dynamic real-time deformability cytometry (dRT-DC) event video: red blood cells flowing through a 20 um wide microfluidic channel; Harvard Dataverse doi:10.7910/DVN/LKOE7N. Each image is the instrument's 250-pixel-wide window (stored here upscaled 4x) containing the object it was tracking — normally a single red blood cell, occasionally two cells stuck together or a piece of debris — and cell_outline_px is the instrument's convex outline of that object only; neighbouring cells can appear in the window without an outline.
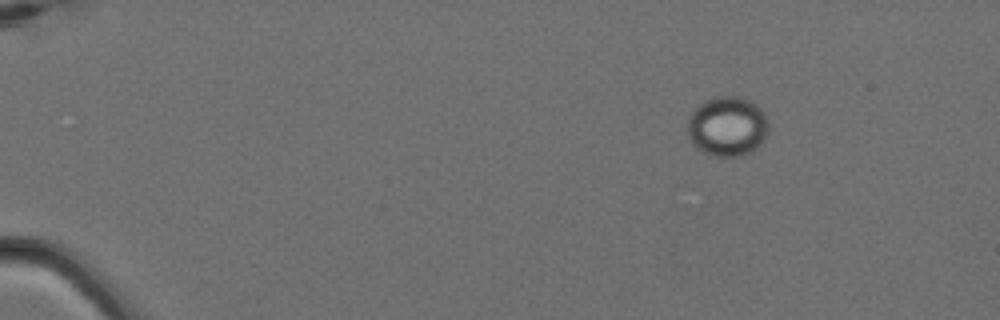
{"species": "Egyptian fruit bat (a non-hibernating species)", "species_latin": "Rousettus aegyptiacus", "temperature_condition": "cold", "stored_images_in_passage": 5, "camera_frame_rate_fps": 3000, "um_per_image_px": 0.085, "animal": {"sex": "female"}, "frame": {"image": 1, "passage_image": 1, "time_ms": 0.0, "image_size_px": [1000, 320], "cell_outline_px": [[768, 132], [760, 144], [752, 152], [744, 156], [712, 156], [696, 148], [692, 144], [688, 136], [688, 116], [700, 104], [708, 100], [720, 96], [740, 96], [752, 100], [764, 112], [768, 120]], "centroid_in_image_um": [61.84, 10.75], "position_along_channel_um": 23.2, "area_um2": 28.5}}
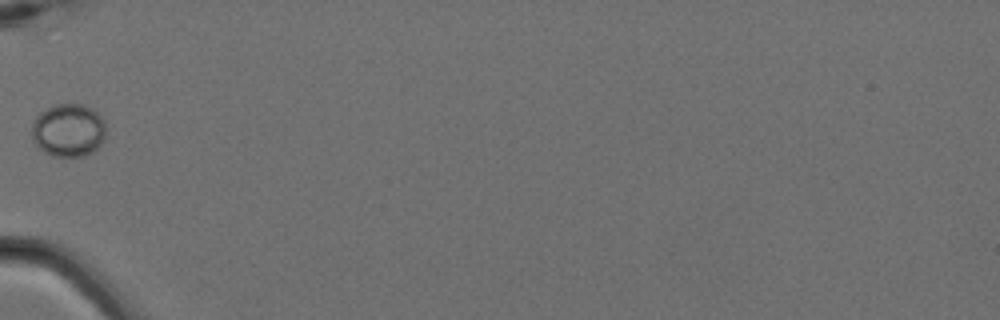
{"frame": {"image": 2, "passage_image": 5, "time_ms": 1.333, "image_size_px": [1000, 320], "cell_outline_px": [[104, 140], [92, 152], [84, 156], [52, 156], [44, 152], [32, 140], [32, 120], [40, 112], [52, 104], [84, 104], [92, 108], [104, 120]], "centroid_in_image_um": [5.78, 11.05], "position_along_channel_um": 79.2, "area_um2": 23.06}}